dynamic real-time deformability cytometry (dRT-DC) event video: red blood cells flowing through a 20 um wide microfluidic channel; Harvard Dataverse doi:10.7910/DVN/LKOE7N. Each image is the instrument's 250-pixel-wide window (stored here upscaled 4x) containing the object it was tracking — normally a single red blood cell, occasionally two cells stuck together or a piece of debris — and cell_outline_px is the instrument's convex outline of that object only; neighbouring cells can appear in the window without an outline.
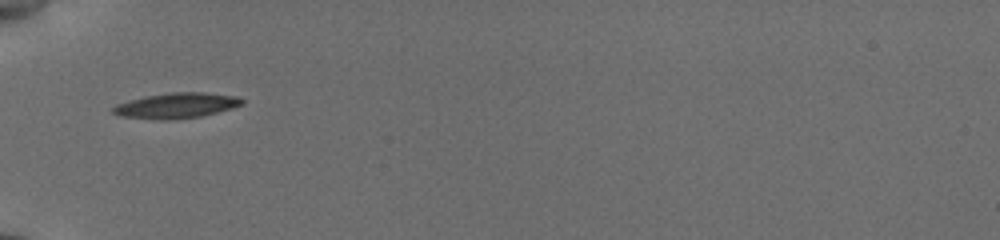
{"species": "common noctule bat (a hibernating species)", "species_latin": "Nyctalus noctula", "temperature_condition": "cold", "stored_images_in_passage": 36, "camera_frame_rate_fps": 3000, "um_per_image_px": 0.085, "animal": {"sex": "female", "body_mass_g": 19.5, "forearm_length_mm": 54.1}, "frame": {"image": 1, "passage_image": 1, "time_ms": 0.0, "image_size_px": [1000, 240], "cell_outline_px": [[244, 104], [232, 108], [200, 116], [168, 120], [160, 120], [120, 116], [112, 112], [112, 108], [116, 104], [144, 96], [172, 92], [204, 92], [236, 96], [244, 100]], "centroid_in_image_um": [14.99, 8.97], "position_along_channel_um": 70.0, "area_um2": 19.02}}
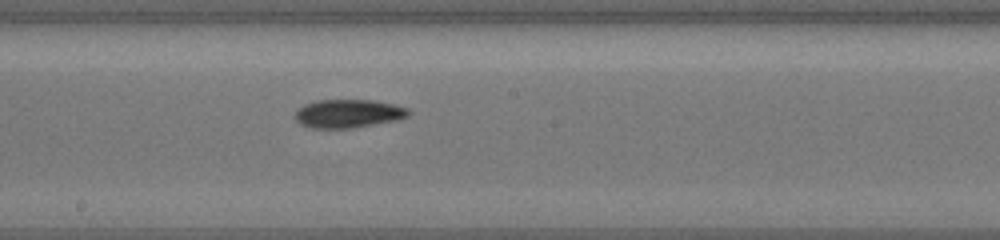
{"frame": {"image": 2, "passage_image": 13, "time_ms": 4.0, "image_size_px": [1000, 240], "cell_outline_px": [[412, 112], [408, 116], [396, 120], [352, 128], [308, 128], [300, 124], [292, 116], [304, 104], [316, 100], [372, 100], [396, 104], [408, 108]], "centroid_in_image_um": [29.59, 9.65], "position_along_channel_um": 218.6, "area_um2": 18.96}}
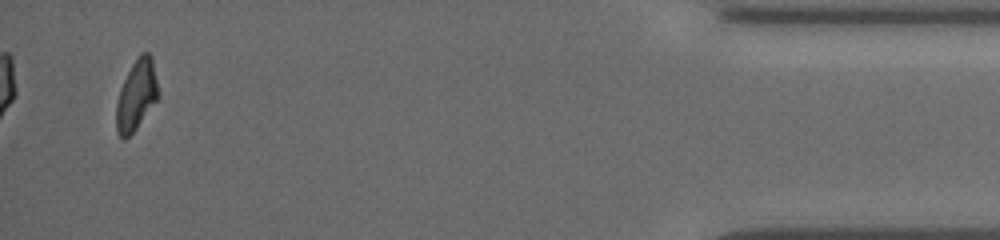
{"frame": {"image": 3, "passage_image": 34, "time_ms": 11.0, "image_size_px": [1000, 240], "cell_outline_px": [[160, 96], [136, 128], [124, 140], [116, 132], [116, 104], [120, 88], [132, 64], [140, 52], [148, 52], [152, 56], [160, 92]], "centroid_in_image_um": [11.62, 8.06], "position_along_channel_um": 423.6, "area_um2": 17.34}, "authors_computed_cell_mechanics": {"area_um2": 17.8024, "velocity_mm_per_s": 3.819, "shape_relaxation_time_tau1_ms": 3.5696, "shape_relaxation_time_tau2_ms": 3.6227, "deformation_change_tau1": 0.1115, "deformation_change_tau2": 0.0991}}